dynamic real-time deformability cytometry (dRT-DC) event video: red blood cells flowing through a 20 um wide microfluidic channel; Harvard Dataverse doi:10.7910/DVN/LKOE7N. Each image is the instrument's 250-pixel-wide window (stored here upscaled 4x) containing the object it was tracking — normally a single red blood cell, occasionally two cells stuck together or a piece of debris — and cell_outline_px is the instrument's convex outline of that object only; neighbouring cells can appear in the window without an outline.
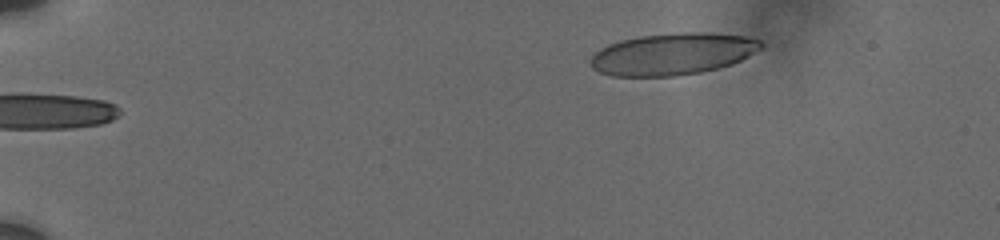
{"species": "human", "species_latin": "Homo sapiens", "temperature_condition": "cold", "stored_images_in_passage": 5, "camera_frame_rate_fps": 3000, "um_per_image_px": 0.085, "donor": {"sex": "male"}, "frame": {"image": 1, "passage_image": 1, "time_ms": 0.0, "image_size_px": [1000, 240], "cell_outline_px": [[764, 44], [760, 48], [740, 60], [732, 64], [700, 72], [676, 76], [612, 76], [600, 72], [592, 68], [588, 60], [600, 48], [608, 44], [620, 40], [640, 36], [680, 32], [708, 32], [748, 36], [760, 40]], "centroid_in_image_um": [57.15, 4.58], "position_along_channel_um": 27.8, "area_um2": 41.62}}
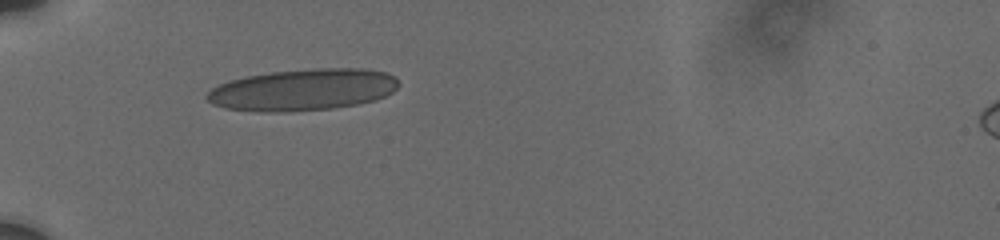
{"frame": {"image": 2, "passage_image": 4, "time_ms": 3.333, "image_size_px": [1000, 240], "cell_outline_px": [[400, 84], [392, 92], [376, 100], [356, 104], [332, 108], [284, 112], [260, 112], [224, 108], [212, 104], [204, 96], [212, 88], [228, 80], [244, 76], [272, 72], [316, 68], [360, 68], [384, 72], [392, 76]], "centroid_in_image_um": [25.7, 7.63], "position_along_channel_um": 59.3, "area_um2": 46.53}}